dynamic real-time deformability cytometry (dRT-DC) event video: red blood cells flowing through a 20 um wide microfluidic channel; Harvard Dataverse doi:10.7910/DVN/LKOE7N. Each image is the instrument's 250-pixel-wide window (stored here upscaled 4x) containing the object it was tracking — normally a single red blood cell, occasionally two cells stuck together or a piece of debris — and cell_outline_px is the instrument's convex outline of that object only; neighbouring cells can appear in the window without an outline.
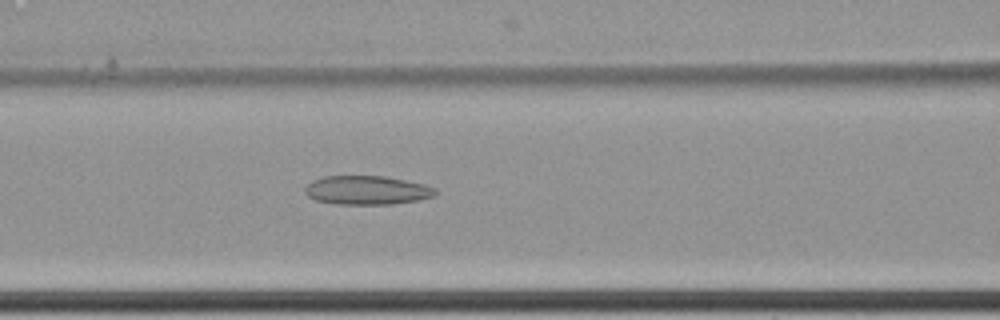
{"species": "common noctule bat (a hibernating species)", "species_latin": "Nyctalus noctula", "temperature_condition": "cold", "stored_images_in_passage": 5, "camera_frame_rate_fps": 3000, "um_per_image_px": 0.085, "animal": {"sex": "female", "body_mass_g": 22.7, "forearm_length_mm": 54.2}, "frame": {"image": 1, "passage_image": 5, "time_ms": 1.333, "image_size_px": [1000, 320], "cell_outline_px": [[436, 196], [420, 200], [392, 204], [336, 204], [316, 200], [308, 196], [304, 192], [304, 188], [312, 180], [324, 176], [384, 176], [424, 184], [436, 188]], "centroid_in_image_um": [31.2, 16.17], "position_along_channel_um": 135.4, "area_um2": 22.02}}